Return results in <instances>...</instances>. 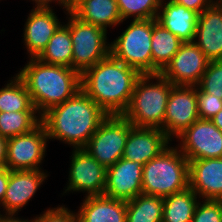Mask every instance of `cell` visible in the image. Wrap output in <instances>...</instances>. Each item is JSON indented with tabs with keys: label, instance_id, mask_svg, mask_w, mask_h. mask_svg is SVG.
Returning <instances> with one entry per match:
<instances>
[{
	"label": "cell",
	"instance_id": "obj_1",
	"mask_svg": "<svg viewBox=\"0 0 222 222\" xmlns=\"http://www.w3.org/2000/svg\"><path fill=\"white\" fill-rule=\"evenodd\" d=\"M108 116L82 89L41 116L48 140L57 139L83 149Z\"/></svg>",
	"mask_w": 222,
	"mask_h": 222
},
{
	"label": "cell",
	"instance_id": "obj_2",
	"mask_svg": "<svg viewBox=\"0 0 222 222\" xmlns=\"http://www.w3.org/2000/svg\"><path fill=\"white\" fill-rule=\"evenodd\" d=\"M140 73L111 54L81 74V89L108 115L128 108Z\"/></svg>",
	"mask_w": 222,
	"mask_h": 222
},
{
	"label": "cell",
	"instance_id": "obj_3",
	"mask_svg": "<svg viewBox=\"0 0 222 222\" xmlns=\"http://www.w3.org/2000/svg\"><path fill=\"white\" fill-rule=\"evenodd\" d=\"M20 70L17 76L24 82L41 116L50 108L72 98L81 89V74L70 67L29 58V62Z\"/></svg>",
	"mask_w": 222,
	"mask_h": 222
},
{
	"label": "cell",
	"instance_id": "obj_4",
	"mask_svg": "<svg viewBox=\"0 0 222 222\" xmlns=\"http://www.w3.org/2000/svg\"><path fill=\"white\" fill-rule=\"evenodd\" d=\"M152 79L156 80L154 84ZM173 86L161 73L141 74L122 115L135 127L158 128L164 132L166 106Z\"/></svg>",
	"mask_w": 222,
	"mask_h": 222
},
{
	"label": "cell",
	"instance_id": "obj_5",
	"mask_svg": "<svg viewBox=\"0 0 222 222\" xmlns=\"http://www.w3.org/2000/svg\"><path fill=\"white\" fill-rule=\"evenodd\" d=\"M142 193L166 197L189 187V161L178 147H167L143 165Z\"/></svg>",
	"mask_w": 222,
	"mask_h": 222
},
{
	"label": "cell",
	"instance_id": "obj_6",
	"mask_svg": "<svg viewBox=\"0 0 222 222\" xmlns=\"http://www.w3.org/2000/svg\"><path fill=\"white\" fill-rule=\"evenodd\" d=\"M152 19L132 20L110 43V54L140 74H152Z\"/></svg>",
	"mask_w": 222,
	"mask_h": 222
},
{
	"label": "cell",
	"instance_id": "obj_7",
	"mask_svg": "<svg viewBox=\"0 0 222 222\" xmlns=\"http://www.w3.org/2000/svg\"><path fill=\"white\" fill-rule=\"evenodd\" d=\"M66 25L70 29L73 44L72 68L82 74L89 67L110 55L107 31L79 20L71 12ZM108 43V44H107Z\"/></svg>",
	"mask_w": 222,
	"mask_h": 222
},
{
	"label": "cell",
	"instance_id": "obj_8",
	"mask_svg": "<svg viewBox=\"0 0 222 222\" xmlns=\"http://www.w3.org/2000/svg\"><path fill=\"white\" fill-rule=\"evenodd\" d=\"M132 126L123 115H108L83 149L107 169L122 158Z\"/></svg>",
	"mask_w": 222,
	"mask_h": 222
},
{
	"label": "cell",
	"instance_id": "obj_9",
	"mask_svg": "<svg viewBox=\"0 0 222 222\" xmlns=\"http://www.w3.org/2000/svg\"><path fill=\"white\" fill-rule=\"evenodd\" d=\"M47 131L41 122L32 131L8 139L9 170H39L47 147Z\"/></svg>",
	"mask_w": 222,
	"mask_h": 222
},
{
	"label": "cell",
	"instance_id": "obj_10",
	"mask_svg": "<svg viewBox=\"0 0 222 222\" xmlns=\"http://www.w3.org/2000/svg\"><path fill=\"white\" fill-rule=\"evenodd\" d=\"M188 161L222 158V131L208 119H198L178 137Z\"/></svg>",
	"mask_w": 222,
	"mask_h": 222
},
{
	"label": "cell",
	"instance_id": "obj_11",
	"mask_svg": "<svg viewBox=\"0 0 222 222\" xmlns=\"http://www.w3.org/2000/svg\"><path fill=\"white\" fill-rule=\"evenodd\" d=\"M199 119L197 86L174 85L169 93L164 117V133L172 138L182 134Z\"/></svg>",
	"mask_w": 222,
	"mask_h": 222
},
{
	"label": "cell",
	"instance_id": "obj_12",
	"mask_svg": "<svg viewBox=\"0 0 222 222\" xmlns=\"http://www.w3.org/2000/svg\"><path fill=\"white\" fill-rule=\"evenodd\" d=\"M72 152L69 180L63 193L82 191L86 196L103 195L107 169L84 149H73Z\"/></svg>",
	"mask_w": 222,
	"mask_h": 222
},
{
	"label": "cell",
	"instance_id": "obj_13",
	"mask_svg": "<svg viewBox=\"0 0 222 222\" xmlns=\"http://www.w3.org/2000/svg\"><path fill=\"white\" fill-rule=\"evenodd\" d=\"M209 59L194 42H183L161 74L173 85L197 86Z\"/></svg>",
	"mask_w": 222,
	"mask_h": 222
},
{
	"label": "cell",
	"instance_id": "obj_14",
	"mask_svg": "<svg viewBox=\"0 0 222 222\" xmlns=\"http://www.w3.org/2000/svg\"><path fill=\"white\" fill-rule=\"evenodd\" d=\"M143 164L120 158L106 171L104 196L130 200L142 193Z\"/></svg>",
	"mask_w": 222,
	"mask_h": 222
},
{
	"label": "cell",
	"instance_id": "obj_15",
	"mask_svg": "<svg viewBox=\"0 0 222 222\" xmlns=\"http://www.w3.org/2000/svg\"><path fill=\"white\" fill-rule=\"evenodd\" d=\"M48 174L39 170H9V181L3 203L4 213L18 214L35 195Z\"/></svg>",
	"mask_w": 222,
	"mask_h": 222
},
{
	"label": "cell",
	"instance_id": "obj_16",
	"mask_svg": "<svg viewBox=\"0 0 222 222\" xmlns=\"http://www.w3.org/2000/svg\"><path fill=\"white\" fill-rule=\"evenodd\" d=\"M194 43L209 61L222 60V0L214 1L199 14Z\"/></svg>",
	"mask_w": 222,
	"mask_h": 222
},
{
	"label": "cell",
	"instance_id": "obj_17",
	"mask_svg": "<svg viewBox=\"0 0 222 222\" xmlns=\"http://www.w3.org/2000/svg\"><path fill=\"white\" fill-rule=\"evenodd\" d=\"M170 141L161 129L132 126L122 158L145 165L170 146Z\"/></svg>",
	"mask_w": 222,
	"mask_h": 222
},
{
	"label": "cell",
	"instance_id": "obj_18",
	"mask_svg": "<svg viewBox=\"0 0 222 222\" xmlns=\"http://www.w3.org/2000/svg\"><path fill=\"white\" fill-rule=\"evenodd\" d=\"M189 187L202 200H222V158L189 161Z\"/></svg>",
	"mask_w": 222,
	"mask_h": 222
},
{
	"label": "cell",
	"instance_id": "obj_19",
	"mask_svg": "<svg viewBox=\"0 0 222 222\" xmlns=\"http://www.w3.org/2000/svg\"><path fill=\"white\" fill-rule=\"evenodd\" d=\"M62 23L53 9L33 8L24 24V45L28 58H37Z\"/></svg>",
	"mask_w": 222,
	"mask_h": 222
},
{
	"label": "cell",
	"instance_id": "obj_20",
	"mask_svg": "<svg viewBox=\"0 0 222 222\" xmlns=\"http://www.w3.org/2000/svg\"><path fill=\"white\" fill-rule=\"evenodd\" d=\"M162 9V10H161ZM199 14L176 2L160 5L157 22L183 42H194Z\"/></svg>",
	"mask_w": 222,
	"mask_h": 222
},
{
	"label": "cell",
	"instance_id": "obj_21",
	"mask_svg": "<svg viewBox=\"0 0 222 222\" xmlns=\"http://www.w3.org/2000/svg\"><path fill=\"white\" fill-rule=\"evenodd\" d=\"M126 201L104 195L85 196L77 213L79 222H126Z\"/></svg>",
	"mask_w": 222,
	"mask_h": 222
},
{
	"label": "cell",
	"instance_id": "obj_22",
	"mask_svg": "<svg viewBox=\"0 0 222 222\" xmlns=\"http://www.w3.org/2000/svg\"><path fill=\"white\" fill-rule=\"evenodd\" d=\"M71 13L82 22L107 31L123 22L116 0H75Z\"/></svg>",
	"mask_w": 222,
	"mask_h": 222
},
{
	"label": "cell",
	"instance_id": "obj_23",
	"mask_svg": "<svg viewBox=\"0 0 222 222\" xmlns=\"http://www.w3.org/2000/svg\"><path fill=\"white\" fill-rule=\"evenodd\" d=\"M182 43L176 35L165 29L156 19H152V74H159L164 70Z\"/></svg>",
	"mask_w": 222,
	"mask_h": 222
},
{
	"label": "cell",
	"instance_id": "obj_24",
	"mask_svg": "<svg viewBox=\"0 0 222 222\" xmlns=\"http://www.w3.org/2000/svg\"><path fill=\"white\" fill-rule=\"evenodd\" d=\"M72 47L70 29L66 24H61L37 59L47 64L72 68Z\"/></svg>",
	"mask_w": 222,
	"mask_h": 222
},
{
	"label": "cell",
	"instance_id": "obj_25",
	"mask_svg": "<svg viewBox=\"0 0 222 222\" xmlns=\"http://www.w3.org/2000/svg\"><path fill=\"white\" fill-rule=\"evenodd\" d=\"M190 188L163 198L162 222H191L199 197ZM198 199V201H197Z\"/></svg>",
	"mask_w": 222,
	"mask_h": 222
},
{
	"label": "cell",
	"instance_id": "obj_26",
	"mask_svg": "<svg viewBox=\"0 0 222 222\" xmlns=\"http://www.w3.org/2000/svg\"><path fill=\"white\" fill-rule=\"evenodd\" d=\"M126 222H162L163 197L139 194L126 201Z\"/></svg>",
	"mask_w": 222,
	"mask_h": 222
},
{
	"label": "cell",
	"instance_id": "obj_27",
	"mask_svg": "<svg viewBox=\"0 0 222 222\" xmlns=\"http://www.w3.org/2000/svg\"><path fill=\"white\" fill-rule=\"evenodd\" d=\"M0 89V112L37 111L24 82L17 76Z\"/></svg>",
	"mask_w": 222,
	"mask_h": 222
},
{
	"label": "cell",
	"instance_id": "obj_28",
	"mask_svg": "<svg viewBox=\"0 0 222 222\" xmlns=\"http://www.w3.org/2000/svg\"><path fill=\"white\" fill-rule=\"evenodd\" d=\"M40 123L41 115L38 111L0 112V136L9 139L25 134Z\"/></svg>",
	"mask_w": 222,
	"mask_h": 222
},
{
	"label": "cell",
	"instance_id": "obj_29",
	"mask_svg": "<svg viewBox=\"0 0 222 222\" xmlns=\"http://www.w3.org/2000/svg\"><path fill=\"white\" fill-rule=\"evenodd\" d=\"M122 20L156 19L160 10L157 0H116Z\"/></svg>",
	"mask_w": 222,
	"mask_h": 222
},
{
	"label": "cell",
	"instance_id": "obj_30",
	"mask_svg": "<svg viewBox=\"0 0 222 222\" xmlns=\"http://www.w3.org/2000/svg\"><path fill=\"white\" fill-rule=\"evenodd\" d=\"M197 86L203 92L222 99V60L209 61L207 69Z\"/></svg>",
	"mask_w": 222,
	"mask_h": 222
},
{
	"label": "cell",
	"instance_id": "obj_31",
	"mask_svg": "<svg viewBox=\"0 0 222 222\" xmlns=\"http://www.w3.org/2000/svg\"><path fill=\"white\" fill-rule=\"evenodd\" d=\"M201 202H198L191 222H222V200Z\"/></svg>",
	"mask_w": 222,
	"mask_h": 222
},
{
	"label": "cell",
	"instance_id": "obj_32",
	"mask_svg": "<svg viewBox=\"0 0 222 222\" xmlns=\"http://www.w3.org/2000/svg\"><path fill=\"white\" fill-rule=\"evenodd\" d=\"M222 109V99L203 92L197 86V110L200 119L210 120Z\"/></svg>",
	"mask_w": 222,
	"mask_h": 222
},
{
	"label": "cell",
	"instance_id": "obj_33",
	"mask_svg": "<svg viewBox=\"0 0 222 222\" xmlns=\"http://www.w3.org/2000/svg\"><path fill=\"white\" fill-rule=\"evenodd\" d=\"M64 205L56 208H49L40 216L33 218V222H79L77 213L70 211Z\"/></svg>",
	"mask_w": 222,
	"mask_h": 222
},
{
	"label": "cell",
	"instance_id": "obj_34",
	"mask_svg": "<svg viewBox=\"0 0 222 222\" xmlns=\"http://www.w3.org/2000/svg\"><path fill=\"white\" fill-rule=\"evenodd\" d=\"M179 5L185 6L187 9L193 10L200 14L204 9H207L214 1L213 0H173Z\"/></svg>",
	"mask_w": 222,
	"mask_h": 222
},
{
	"label": "cell",
	"instance_id": "obj_35",
	"mask_svg": "<svg viewBox=\"0 0 222 222\" xmlns=\"http://www.w3.org/2000/svg\"><path fill=\"white\" fill-rule=\"evenodd\" d=\"M35 2L34 8H43V9H50L52 8L50 4L56 2L58 5L62 6L67 13L71 12L74 6L75 0H32Z\"/></svg>",
	"mask_w": 222,
	"mask_h": 222
},
{
	"label": "cell",
	"instance_id": "obj_36",
	"mask_svg": "<svg viewBox=\"0 0 222 222\" xmlns=\"http://www.w3.org/2000/svg\"><path fill=\"white\" fill-rule=\"evenodd\" d=\"M8 181L9 169L7 167L0 168V205L3 203Z\"/></svg>",
	"mask_w": 222,
	"mask_h": 222
},
{
	"label": "cell",
	"instance_id": "obj_37",
	"mask_svg": "<svg viewBox=\"0 0 222 222\" xmlns=\"http://www.w3.org/2000/svg\"><path fill=\"white\" fill-rule=\"evenodd\" d=\"M8 139L0 136V168L6 167Z\"/></svg>",
	"mask_w": 222,
	"mask_h": 222
},
{
	"label": "cell",
	"instance_id": "obj_38",
	"mask_svg": "<svg viewBox=\"0 0 222 222\" xmlns=\"http://www.w3.org/2000/svg\"><path fill=\"white\" fill-rule=\"evenodd\" d=\"M15 213H5L1 219L0 222H33V219L31 220H25L18 217H15Z\"/></svg>",
	"mask_w": 222,
	"mask_h": 222
},
{
	"label": "cell",
	"instance_id": "obj_39",
	"mask_svg": "<svg viewBox=\"0 0 222 222\" xmlns=\"http://www.w3.org/2000/svg\"><path fill=\"white\" fill-rule=\"evenodd\" d=\"M210 120L222 131V109Z\"/></svg>",
	"mask_w": 222,
	"mask_h": 222
},
{
	"label": "cell",
	"instance_id": "obj_40",
	"mask_svg": "<svg viewBox=\"0 0 222 222\" xmlns=\"http://www.w3.org/2000/svg\"><path fill=\"white\" fill-rule=\"evenodd\" d=\"M173 0H168L167 2H172ZM157 2L161 5L163 4L164 2H166L165 0H157Z\"/></svg>",
	"mask_w": 222,
	"mask_h": 222
}]
</instances>
